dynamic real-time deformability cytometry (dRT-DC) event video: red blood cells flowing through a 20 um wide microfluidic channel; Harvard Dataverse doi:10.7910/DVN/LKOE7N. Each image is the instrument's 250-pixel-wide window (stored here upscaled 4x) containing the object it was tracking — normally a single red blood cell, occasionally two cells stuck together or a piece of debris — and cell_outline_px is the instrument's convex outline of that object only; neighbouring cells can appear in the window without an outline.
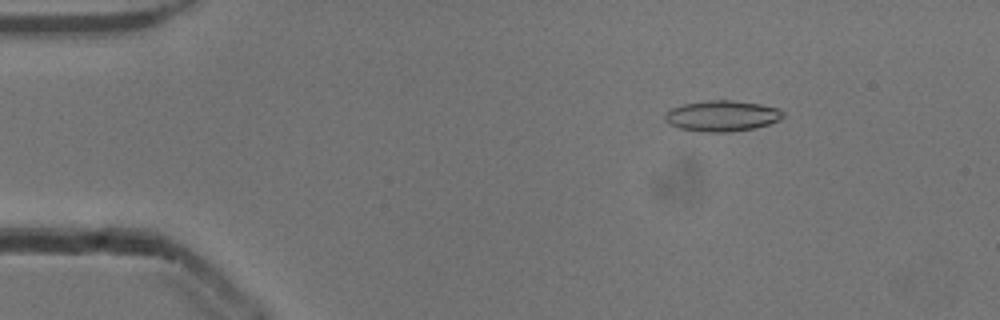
{"species": "common noctule bat (a hibernating species)", "species_latin": "Nyctalus noctula", "temperature_condition": "cold", "stored_images_in_passage": 38, "camera_frame_rate_fps": 3000, "um_per_image_px": 0.085, "animal": {"sex": "male", "body_mass_g": 13.3}, "frame": {"image": 1, "passage_image": 5, "time_ms": 1.333, "image_size_px": [1000, 320], "cell_outline_px": [[784, 116], [780, 120], [768, 124], [752, 128], [732, 132], [700, 132], [680, 128], [668, 124], [664, 120], [664, 116], [672, 108], [684, 104], [712, 100], [728, 100], [760, 104], [776, 108], [784, 112]], "centroid_in_image_um": [61.36, 9.86], "position_along_channel_um": 23.6, "area_um2": 21.04}}
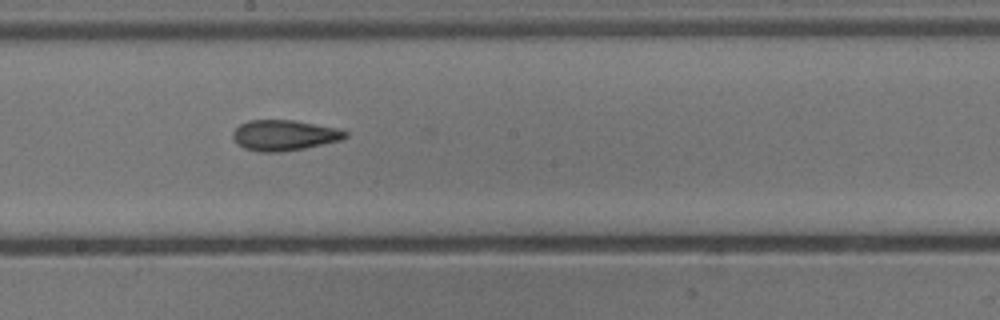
{"frame": {"image": 2, "passage_image": 26, "time_ms": 8.333, "image_size_px": [1000, 320], "cell_outline_px": [[348, 136], [344, 140], [304, 148], [280, 152], [260, 152], [244, 148], [232, 136], [232, 132], [240, 124], [248, 120], [292, 120], [336, 128], [348, 132]], "centroid_in_image_um": [24.18, 11.5], "position_along_channel_um": 224.0, "area_um2": 19.94}}
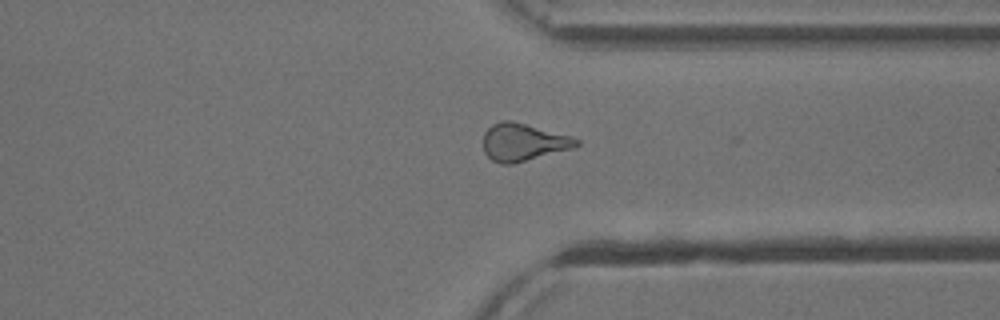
{"frame": {"image": 3, "passage_image": 37, "time_ms": 12.0, "image_size_px": [1000, 320], "cell_outline_px": [[580, 144], [572, 148], [512, 164], [500, 164], [492, 160], [484, 152], [484, 132], [492, 124], [504, 120], [512, 120], [572, 136], [580, 140]], "centroid_in_image_um": [44.47, 12.08], "position_along_channel_um": 366.9, "area_um2": 20.29}}